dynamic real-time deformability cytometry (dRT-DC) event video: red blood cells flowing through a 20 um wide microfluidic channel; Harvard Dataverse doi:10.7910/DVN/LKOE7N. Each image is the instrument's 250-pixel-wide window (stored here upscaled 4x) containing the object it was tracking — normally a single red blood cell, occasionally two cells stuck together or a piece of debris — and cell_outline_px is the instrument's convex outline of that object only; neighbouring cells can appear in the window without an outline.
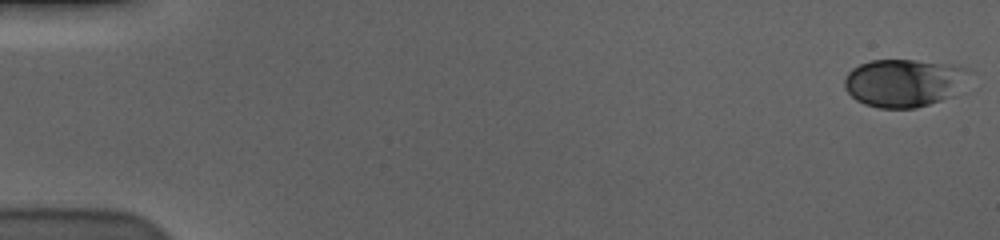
{"species": "human", "species_latin": "Homo sapiens", "temperature_condition": "cold", "stored_images_in_passage": 58, "camera_frame_rate_fps": 3000, "um_per_image_px": 0.085, "donor": {"sex": "male"}, "frame": {"image": 1, "passage_image": 1, "time_ms": 0.0, "image_size_px": [1000, 240], "cell_outline_px": [[968, 68], [952, 96], [916, 108], [880, 108], [864, 104], [856, 100], [844, 88], [844, 80], [848, 72], [852, 68], [860, 64], [872, 60], [916, 60], [960, 64]], "centroid_in_image_um": [76.76, 7.02], "position_along_channel_um": 8.2, "area_um2": 34.39}}
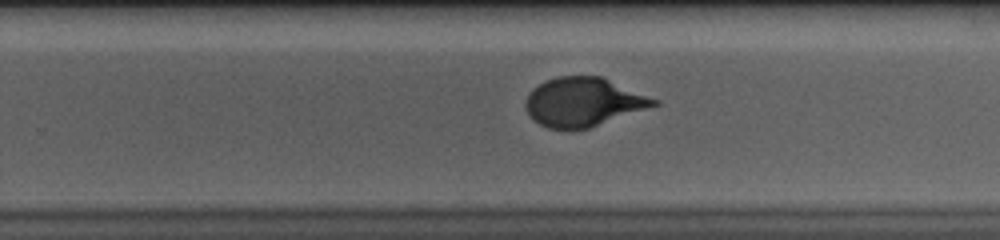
{"frame": {"image": 2, "passage_image": 38, "time_ms": 12.333, "image_size_px": [1000, 240], "cell_outline_px": [[660, 104], [588, 128], [548, 128], [532, 120], [524, 104], [528, 92], [532, 88], [548, 80], [560, 76], [600, 76], [660, 100]], "centroid_in_image_um": [49.58, 8.66], "position_along_channel_um": 280.2, "area_um2": 36.13}}
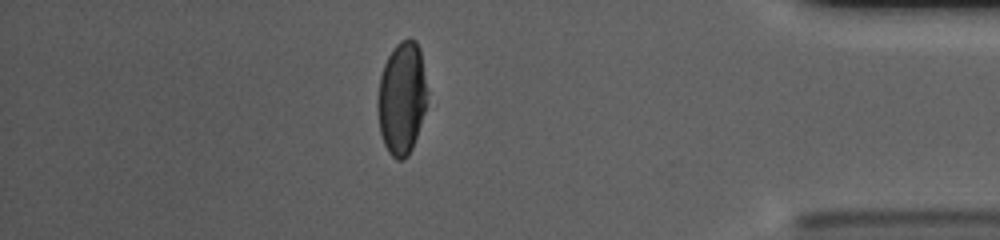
{"frame": {"image": 3, "passage_image": 51, "time_ms": 16.667, "image_size_px": [1000, 240], "cell_outline_px": [[428, 92], [424, 112], [412, 148], [408, 156], [404, 160], [396, 160], [388, 152], [384, 144], [380, 132], [376, 104], [380, 76], [384, 64], [392, 48], [400, 40], [408, 36], [416, 40], [420, 48]], "centroid_in_image_um": [34.15, 8.31], "position_along_channel_um": 401.1, "area_um2": 33.0}, "authors_computed_cell_mechanics": {"area_um2": 35.8649, "velocity_mm_per_s": 3.5618, "shape_relaxation_time_tau1_ms": 4.8074, "shape_relaxation_time_tau2_ms": null, "deformation_change_tau1": 0.1871, "deformation_change_tau2": null}}